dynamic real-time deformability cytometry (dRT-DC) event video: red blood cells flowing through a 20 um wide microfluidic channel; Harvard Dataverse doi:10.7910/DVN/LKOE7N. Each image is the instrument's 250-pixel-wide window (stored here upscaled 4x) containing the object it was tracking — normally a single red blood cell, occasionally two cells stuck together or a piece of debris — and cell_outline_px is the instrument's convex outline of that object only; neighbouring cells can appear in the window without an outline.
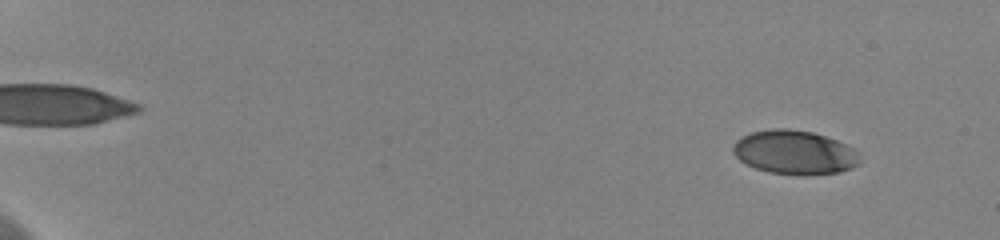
{"species": "human", "species_latin": "Homo sapiens", "temperature_condition": "cold", "stored_images_in_passage": 59, "camera_frame_rate_fps": 3000, "um_per_image_px": 0.085, "donor": {"sex": "female"}, "frame": {"image": 1, "passage_image": 6, "time_ms": 1.667, "image_size_px": [1000, 240], "cell_outline_px": [[860, 164], [852, 168], [840, 172], [768, 172], [756, 168], [740, 160], [732, 152], [732, 148], [736, 140], [740, 136], [752, 132], [772, 128], [788, 128], [812, 132], [836, 140], [860, 152]], "centroid_in_image_um": [67.52, 12.9], "position_along_channel_um": 17.5, "area_um2": 31.73}}
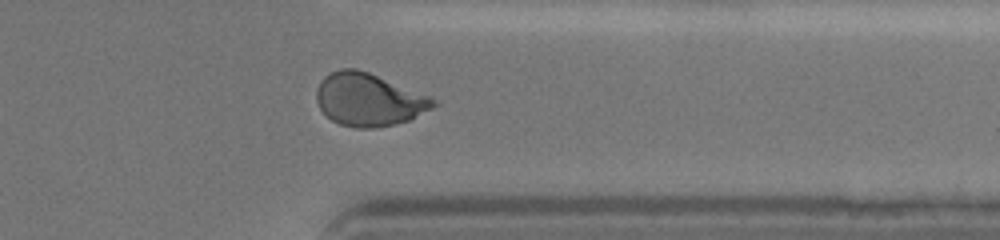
{"frame": {"image": 2, "passage_image": 50, "time_ms": 16.333, "image_size_px": [1000, 240], "cell_outline_px": [[440, 104], [408, 120], [396, 124], [376, 128], [356, 128], [340, 124], [332, 120], [320, 108], [316, 100], [316, 92], [320, 80], [324, 76], [340, 68], [356, 68], [368, 72], [432, 96]], "centroid_in_image_um": [31.36, 8.46], "position_along_channel_um": 380.0, "area_um2": 36.07}}
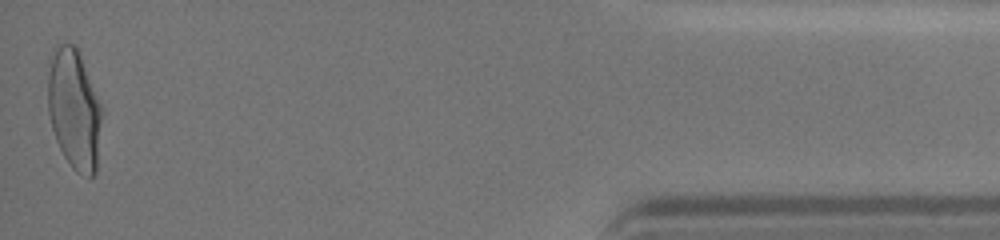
{"frame": {"image": 3, "passage_image": 59, "time_ms": 19.333, "image_size_px": [1000, 240], "cell_outline_px": [[100, 120], [96, 172], [92, 176], [88, 176], [76, 172], [72, 168], [64, 156], [56, 140], [52, 128], [48, 112], [48, 72], [52, 56], [56, 44], [72, 44], [76, 48], [80, 56], [100, 108]], "centroid_in_image_um": [6.25, 9.32], "position_along_channel_um": 428.9, "area_um2": 36.53}, "authors_computed_cell_mechanics": {"area_um2": 35.0268, "velocity_mm_per_s": 3.6307, "shape_relaxation_time_tau1_ms": 4.3262, "shape_relaxation_time_tau2_ms": 1.0002, "deformation_change_tau1": 0.1879, "deformation_change_tau2": 0.055}}